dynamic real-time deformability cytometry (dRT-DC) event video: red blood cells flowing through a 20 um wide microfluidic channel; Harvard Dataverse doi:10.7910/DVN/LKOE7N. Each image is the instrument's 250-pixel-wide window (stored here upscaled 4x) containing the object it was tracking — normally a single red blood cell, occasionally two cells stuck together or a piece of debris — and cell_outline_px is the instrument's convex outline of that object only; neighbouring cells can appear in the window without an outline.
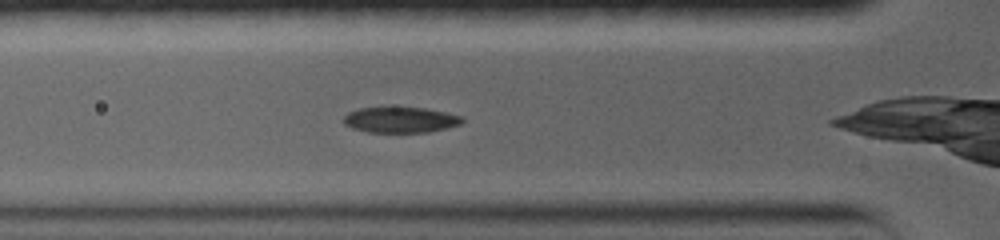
{"species": "common noctule bat (a hibernating species)", "species_latin": "Nyctalus noctula", "temperature_condition": "warm", "stored_images_in_passage": 26, "camera_frame_rate_fps": 5000, "um_per_image_px": 0.085, "animal": {"sex": "female", "body_mass_g": 19.0, "forearm_length_mm": 56.7}, "frame": {"image": 1, "passage_image": 3, "time_ms": 1.4, "image_size_px": [1000, 240], "cell_outline_px": [[464, 120], [460, 124], [448, 128], [428, 132], [368, 132], [352, 128], [344, 124], [344, 116], [348, 112], [356, 108], [424, 108], [464, 116]], "centroid_in_image_um": [34.05, 10.19], "position_along_channel_um": 91.8, "area_um2": 17.69}}
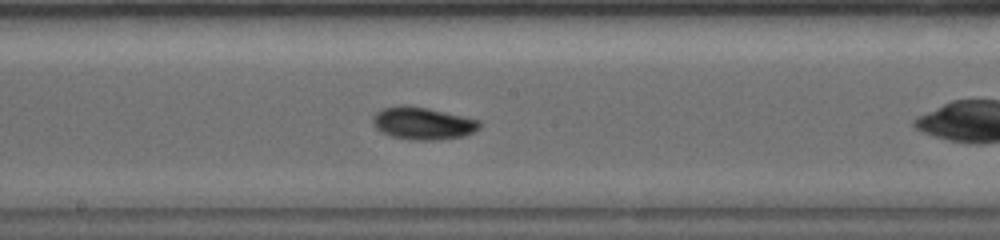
{"frame": {"image": 2, "passage_image": 9, "time_ms": 4.6, "image_size_px": [1000, 240], "cell_outline_px": [[480, 128], [464, 136], [436, 140], [412, 140], [392, 136], [380, 132], [372, 124], [372, 116], [376, 112], [384, 108], [400, 104], [404, 104], [428, 108], [464, 116], [480, 120]], "centroid_in_image_um": [35.91, 10.47], "position_along_channel_um": 212.3, "area_um2": 20.35}}
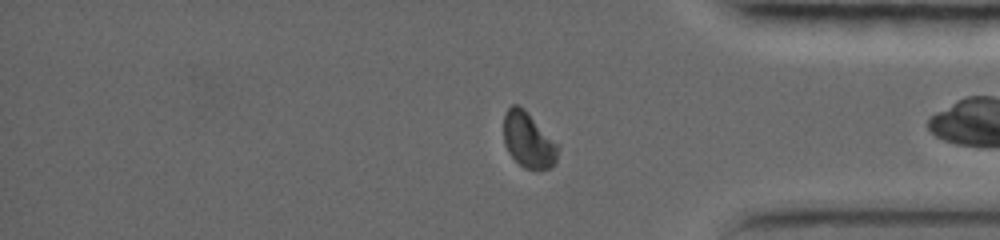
{"frame": {"image": 3, "passage_image": 19, "time_ms": 9.6, "image_size_px": [1000, 240], "cell_outline_px": [[560, 148], [556, 164], [548, 168], [536, 172], [524, 168], [508, 152], [504, 144], [504, 112], [512, 104], [516, 104], [524, 108], [560, 144]], "centroid_in_image_um": [44.96, 11.93], "position_along_channel_um": 390.2, "area_um2": 18.21}, "authors_computed_cell_mechanics": {"area_um2": 18.6116, "velocity_mm_per_s": 3.7771, "shape_relaxation_time_tau1_ms": 2.7536, "shape_relaxation_time_tau2_ms": null, "deformation_change_tau1": 0.1105, "deformation_change_tau2": null}}